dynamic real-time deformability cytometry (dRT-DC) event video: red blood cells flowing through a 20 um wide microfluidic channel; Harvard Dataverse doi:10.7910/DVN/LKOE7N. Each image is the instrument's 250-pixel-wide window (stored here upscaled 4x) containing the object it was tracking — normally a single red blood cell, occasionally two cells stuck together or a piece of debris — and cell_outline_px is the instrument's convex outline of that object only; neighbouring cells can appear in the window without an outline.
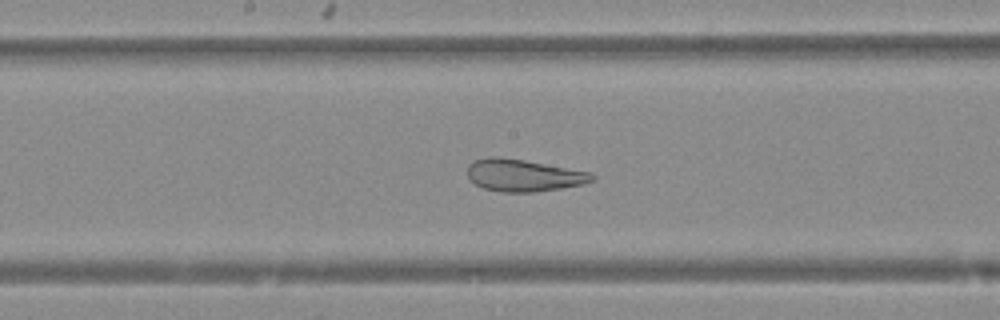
{"species": "Egyptian fruit bat (a non-hibernating species)", "species_latin": "Rousettus aegyptiacus", "temperature_condition": "warm", "stored_images_in_passage": 50, "camera_frame_rate_fps": 3000, "um_per_image_px": 0.085, "animal": {"sex": "female"}, "frame": {"image": 1, "passage_image": 26, "time_ms": 8.333, "image_size_px": [1000, 320], "cell_outline_px": [[596, 180], [584, 184], [560, 188], [532, 192], [500, 192], [484, 188], [476, 184], [468, 176], [468, 164], [476, 160], [488, 156], [524, 160], [592, 172], [596, 176]], "centroid_in_image_um": [44.55, 14.91], "position_along_channel_um": 203.7, "area_um2": 23.24}}
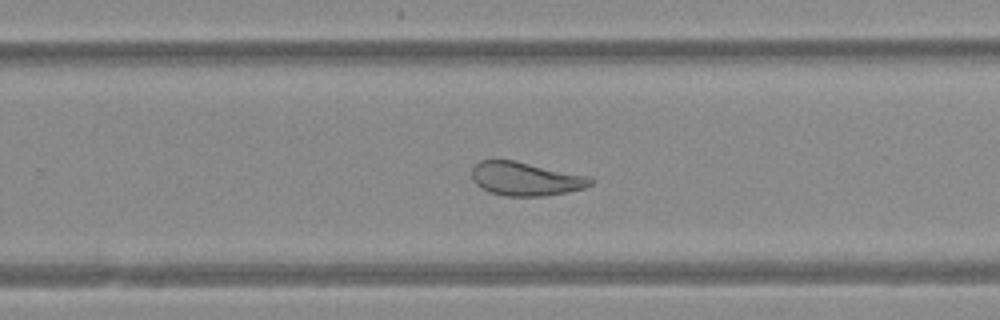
{"frame": {"image": 2, "passage_image": 32, "time_ms": 10.333, "image_size_px": [1000, 320], "cell_outline_px": [[596, 180], [592, 184], [584, 188], [544, 196], [508, 196], [492, 192], [480, 188], [472, 180], [472, 168], [480, 160], [516, 160], [592, 176]], "centroid_in_image_um": [44.72, 15.18], "position_along_channel_um": 285.1, "area_um2": 23.52}}
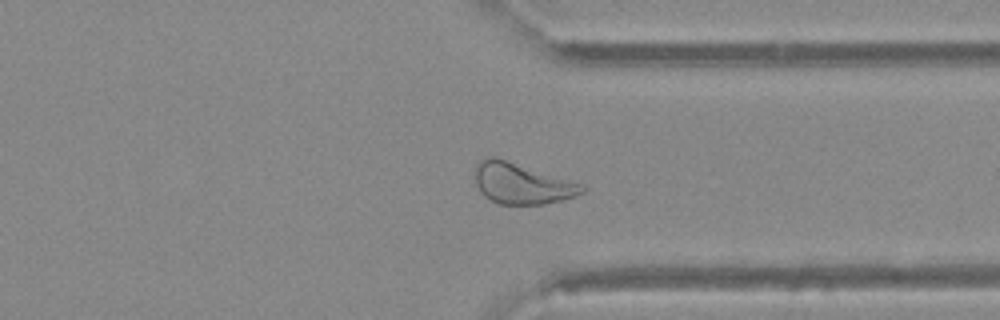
{"frame": {"image": 3, "passage_image": 38, "time_ms": 12.333, "image_size_px": [1000, 320], "cell_outline_px": [[584, 192], [576, 196], [564, 200], [544, 204], [500, 204], [484, 196], [480, 192], [476, 184], [476, 164], [480, 160], [492, 156], [584, 184]], "centroid_in_image_um": [44.37, 15.61], "position_along_channel_um": 367.0, "area_um2": 25.2}}